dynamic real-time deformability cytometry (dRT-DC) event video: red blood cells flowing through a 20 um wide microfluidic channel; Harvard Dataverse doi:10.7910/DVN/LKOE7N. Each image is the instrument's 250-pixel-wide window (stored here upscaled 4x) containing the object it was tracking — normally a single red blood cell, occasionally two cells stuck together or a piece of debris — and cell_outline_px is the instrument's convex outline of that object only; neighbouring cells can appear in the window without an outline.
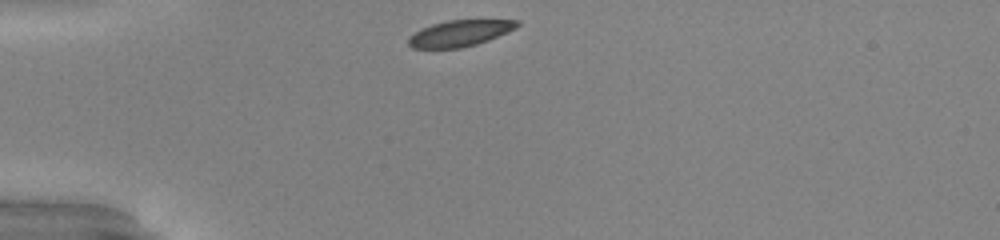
{"species": "common noctule bat (a hibernating species)", "species_latin": "Nyctalus noctula", "temperature_condition": "warm", "stored_images_in_passage": 30, "camera_frame_rate_fps": 3000, "um_per_image_px": 0.085, "animal": {"sex": "male", "body_mass_g": 20.0, "forearm_length_mm": 53.3}, "frame": {"image": 1, "passage_image": 1, "time_ms": 0.0, "image_size_px": [1000, 240], "cell_outline_px": [[520, 24], [516, 28], [508, 32], [488, 40], [476, 44], [460, 48], [412, 48], [408, 44], [408, 40], [420, 28], [432, 24], [448, 20], [520, 20]], "centroid_in_image_um": [39.1, 2.82], "position_along_channel_um": 45.9, "area_um2": 16.47}}
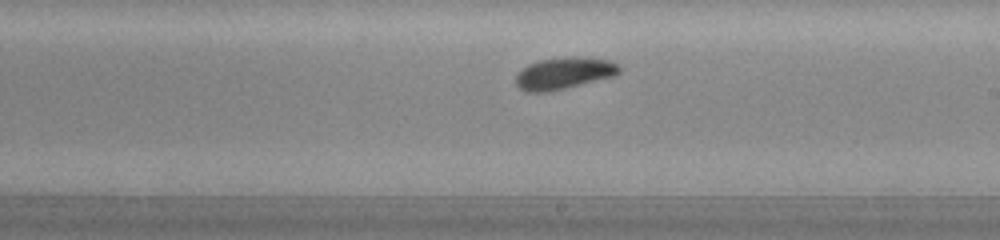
{"frame": {"image": 2, "passage_image": 18, "time_ms": 5.667, "image_size_px": [1000, 240], "cell_outline_px": [[620, 72], [612, 76], [564, 88], [544, 92], [528, 92], [520, 88], [516, 84], [516, 76], [528, 64], [540, 60], [572, 56], [580, 56], [612, 60], [620, 64]], "centroid_in_image_um": [47.97, 6.2], "position_along_channel_um": 241.0, "area_um2": 18.96}}
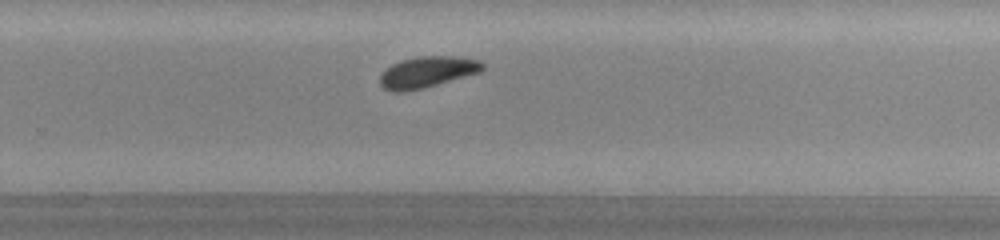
{"frame": {"image": 3, "passage_image": 22, "time_ms": 7.0, "image_size_px": [1000, 240], "cell_outline_px": [[484, 68], [480, 72], [436, 84], [420, 88], [400, 92], [392, 92], [384, 88], [380, 84], [380, 76], [392, 64], [404, 60], [420, 56], [460, 56], [480, 60], [484, 64]], "centroid_in_image_um": [36.35, 6.11], "position_along_channel_um": 293.5, "area_um2": 18.26}, "authors_computed_cell_mechanics": {"area_um2": 18.4093, "velocity_mm_per_s": 3.9405, "shape_relaxation_time_tau1_ms": 1.7805, "shape_relaxation_time_tau2_ms": 4.0981, "deformation_change_tau1": 0.1029, "deformation_change_tau2": 0.0785}}